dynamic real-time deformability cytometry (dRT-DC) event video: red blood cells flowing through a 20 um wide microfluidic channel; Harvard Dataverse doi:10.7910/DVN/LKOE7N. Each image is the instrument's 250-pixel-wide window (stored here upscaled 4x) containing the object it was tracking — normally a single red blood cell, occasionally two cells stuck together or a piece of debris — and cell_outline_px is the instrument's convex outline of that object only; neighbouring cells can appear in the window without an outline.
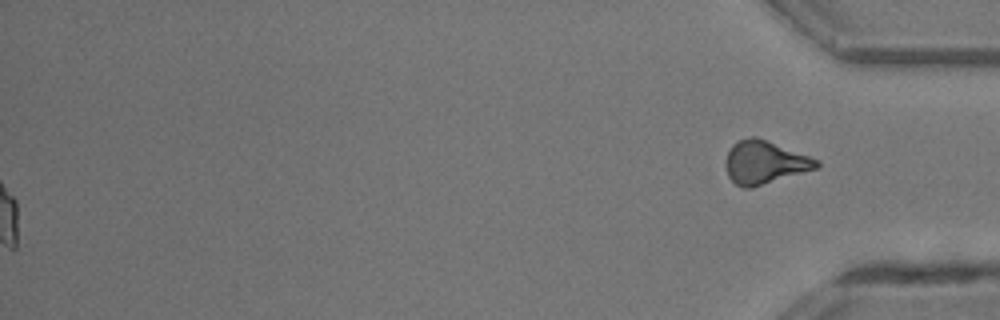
{"species": "common noctule bat (a hibernating species)", "species_latin": "Nyctalus noctula", "temperature_condition": "room temperature", "stored_images_in_passage": 44, "segment_of_instrument_passage": [2, 2], "camera_frame_rate_fps": 3000, "um_per_image_px": 0.085, "animal": {"sex": "male", "body_mass_g": 13.3}, "frame": {"image": 1, "passage_image": 44, "time_ms": 14.333, "image_size_px": [1000, 320], "cell_outline_px": [[820, 168], [752, 188], [744, 188], [736, 184], [728, 176], [728, 152], [732, 144], [740, 140], [752, 136], [756, 136], [820, 160]], "centroid_in_image_um": [65.06, 13.81], "position_along_channel_um": 370.1, "area_um2": 22.66}}